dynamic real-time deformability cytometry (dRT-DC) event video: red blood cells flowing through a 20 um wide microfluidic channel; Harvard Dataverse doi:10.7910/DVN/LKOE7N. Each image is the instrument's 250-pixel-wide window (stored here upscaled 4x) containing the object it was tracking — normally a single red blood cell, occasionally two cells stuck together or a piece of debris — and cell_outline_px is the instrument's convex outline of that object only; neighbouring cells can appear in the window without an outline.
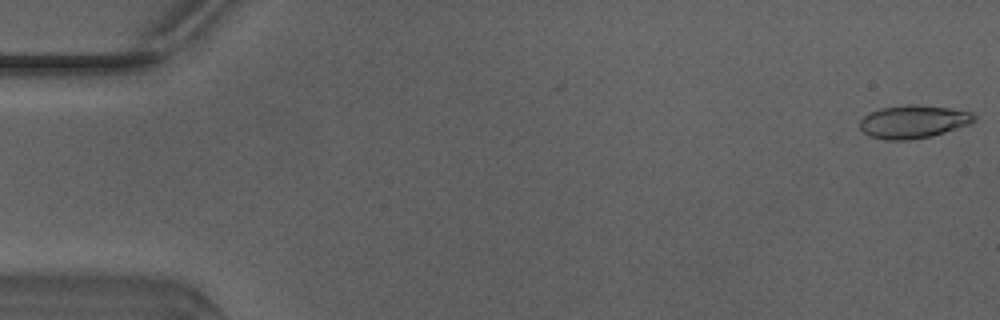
{"species": "Egyptian fruit bat (a non-hibernating species)", "species_latin": "Rousettus aegyptiacus", "temperature_condition": "warm", "stored_images_in_passage": 11, "camera_frame_rate_fps": 3000, "um_per_image_px": 0.085, "animal": {"sex": "male"}, "frame": {"image": 1, "passage_image": 1, "time_ms": 0.0, "image_size_px": [1000, 320], "cell_outline_px": [[976, 120], [968, 124], [932, 136], [908, 140], [888, 140], [868, 136], [860, 128], [860, 120], [868, 112], [880, 108], [908, 104], [920, 104], [948, 108], [972, 112], [976, 116]], "centroid_in_image_um": [77.61, 10.33], "position_along_channel_um": 7.4, "area_um2": 22.08}}